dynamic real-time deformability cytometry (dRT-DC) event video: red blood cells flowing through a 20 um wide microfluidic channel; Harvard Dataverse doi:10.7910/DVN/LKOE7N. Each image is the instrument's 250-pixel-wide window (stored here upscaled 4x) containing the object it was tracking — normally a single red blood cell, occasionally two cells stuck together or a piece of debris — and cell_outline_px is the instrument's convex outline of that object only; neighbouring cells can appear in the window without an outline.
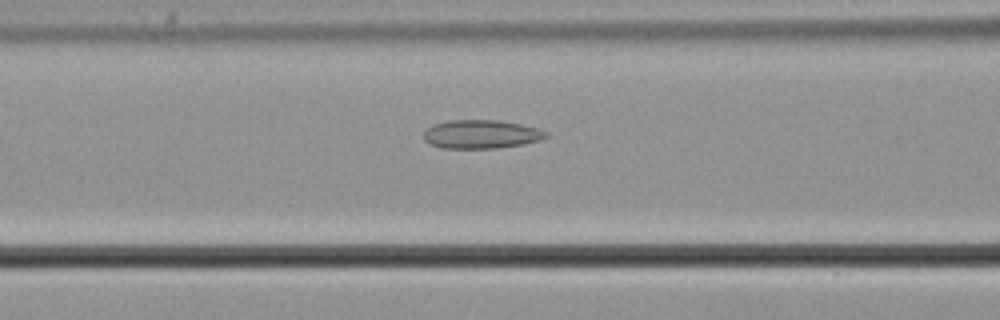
{"species": "common noctule bat (a hibernating species)", "species_latin": "Nyctalus noctula", "temperature_condition": "cold", "stored_images_in_passage": 29, "camera_frame_rate_fps": 3000, "um_per_image_px": 0.085, "animal": {"sex": "male", "body_mass_g": 21.5, "forearm_length_mm": 52.0}, "frame": {"image": 1, "passage_image": 6, "time_ms": 1.667, "image_size_px": [1000, 320], "cell_outline_px": [[548, 136], [540, 140], [524, 144], [496, 148], [444, 148], [432, 144], [424, 140], [424, 132], [432, 124], [448, 120], [500, 120], [540, 128], [548, 132]], "centroid_in_image_um": [40.93, 11.4], "position_along_channel_um": 125.7, "area_um2": 20.46}}
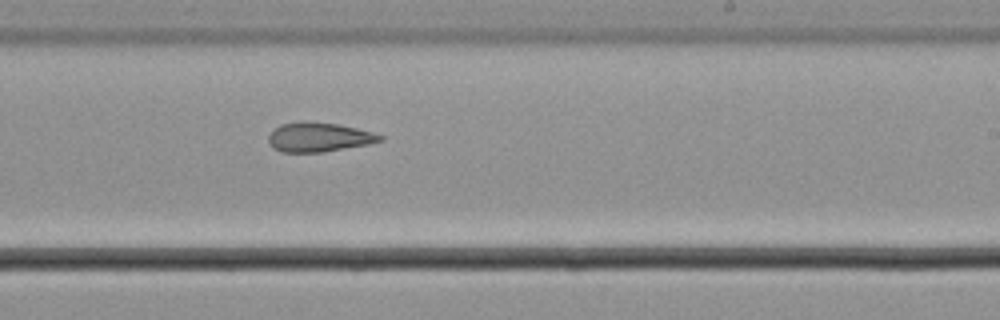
{"frame": {"image": 2, "passage_image": 17, "time_ms": 5.333, "image_size_px": [1000, 320], "cell_outline_px": [[384, 140], [368, 144], [320, 152], [280, 152], [268, 140], [268, 136], [280, 124], [304, 120], [340, 124], [372, 132], [384, 136]], "centroid_in_image_um": [27.12, 11.64], "position_along_channel_um": 261.9, "area_um2": 18.96}}
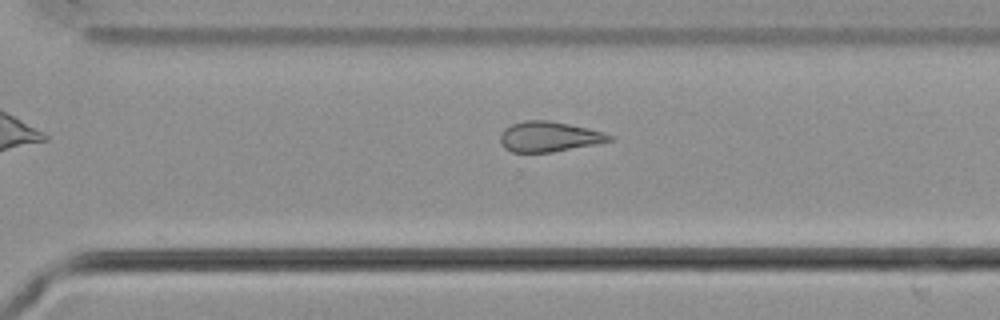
{"frame": {"image": 3, "passage_image": 22, "time_ms": 7.0, "image_size_px": [1000, 320], "cell_outline_px": [[612, 140], [596, 144], [552, 152], [512, 152], [504, 148], [500, 140], [500, 132], [504, 128], [512, 124], [524, 120], [548, 120], [588, 128], [604, 132], [612, 136]], "centroid_in_image_um": [46.63, 11.61], "position_along_channel_um": 324.0, "area_um2": 19.19}}